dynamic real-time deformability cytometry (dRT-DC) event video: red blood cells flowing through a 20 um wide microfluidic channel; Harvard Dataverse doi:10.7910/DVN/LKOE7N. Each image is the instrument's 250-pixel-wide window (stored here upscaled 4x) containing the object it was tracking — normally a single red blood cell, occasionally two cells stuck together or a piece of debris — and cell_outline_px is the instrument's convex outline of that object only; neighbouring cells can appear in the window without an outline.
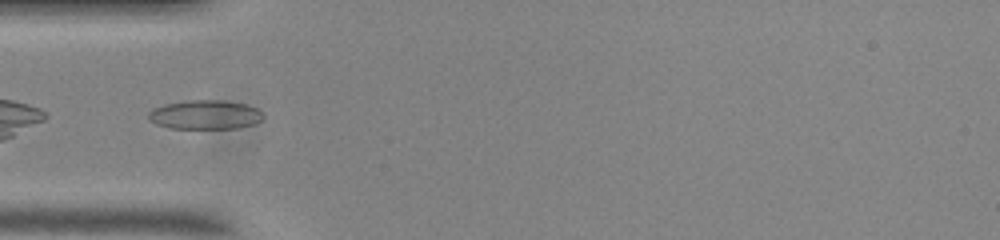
{"species": "common noctule bat (a hibernating species)", "species_latin": "Nyctalus noctula", "temperature_condition": "room temperature", "stored_images_in_passage": 40, "camera_frame_rate_fps": 3000, "um_per_image_px": 0.085, "animal": {"sex": "male", "body_mass_g": 20.0, "forearm_length_mm": 53.3}, "frame": {"image": 1, "passage_image": 2, "time_ms": 0.333, "image_size_px": [1000, 240], "cell_outline_px": [[264, 116], [256, 124], [240, 128], [172, 128], [156, 124], [148, 120], [148, 112], [152, 108], [164, 104], [184, 100], [220, 100], [244, 104], [256, 108]], "centroid_in_image_um": [17.4, 9.75], "position_along_channel_um": 67.6, "area_um2": 19.54}}
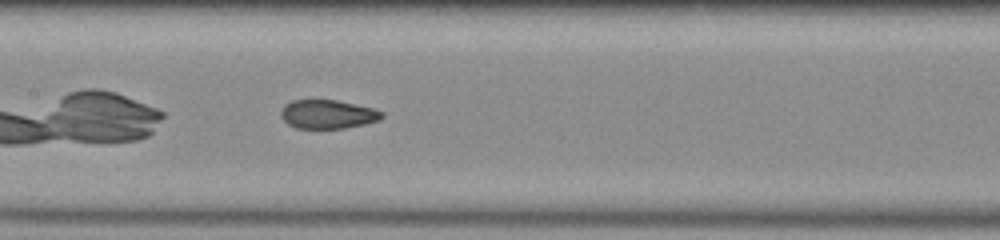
{"frame": {"image": 2, "passage_image": 11, "time_ms": 3.333, "image_size_px": [1000, 240], "cell_outline_px": [[384, 116], [380, 120], [364, 124], [344, 128], [296, 128], [288, 124], [280, 116], [280, 112], [284, 104], [292, 100], [336, 100], [372, 108], [384, 112]], "centroid_in_image_um": [27.84, 9.71], "position_along_channel_um": 179.6, "area_um2": 16.94}}
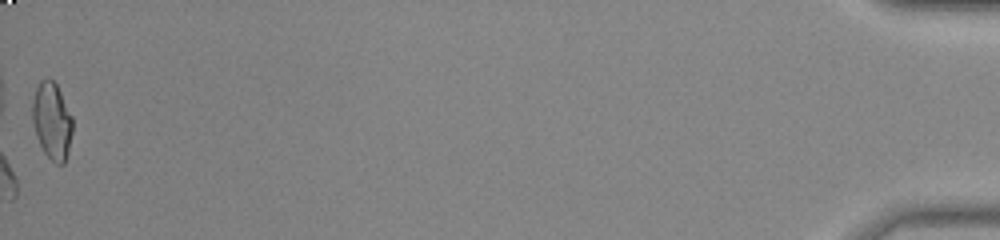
{"frame": {"image": 3, "passage_image": 40, "time_ms": 13.0, "image_size_px": [1000, 240], "cell_outline_px": [[72, 132], [68, 152], [64, 164], [56, 164], [44, 152], [36, 136], [32, 120], [32, 100], [36, 88], [40, 80], [52, 80], [56, 84], [72, 116]], "centroid_in_image_um": [4.41, 10.29], "position_along_channel_um": 430.8, "area_um2": 17.86}, "authors_computed_cell_mechanics": {"area_um2": 17.3978, "velocity_mm_per_s": 3.7017, "shape_relaxation_time_tau1_ms": null, "shape_relaxation_time_tau2_ms": 1.4184, "deformation_change_tau1": null, "deformation_change_tau2": 0.0517}}